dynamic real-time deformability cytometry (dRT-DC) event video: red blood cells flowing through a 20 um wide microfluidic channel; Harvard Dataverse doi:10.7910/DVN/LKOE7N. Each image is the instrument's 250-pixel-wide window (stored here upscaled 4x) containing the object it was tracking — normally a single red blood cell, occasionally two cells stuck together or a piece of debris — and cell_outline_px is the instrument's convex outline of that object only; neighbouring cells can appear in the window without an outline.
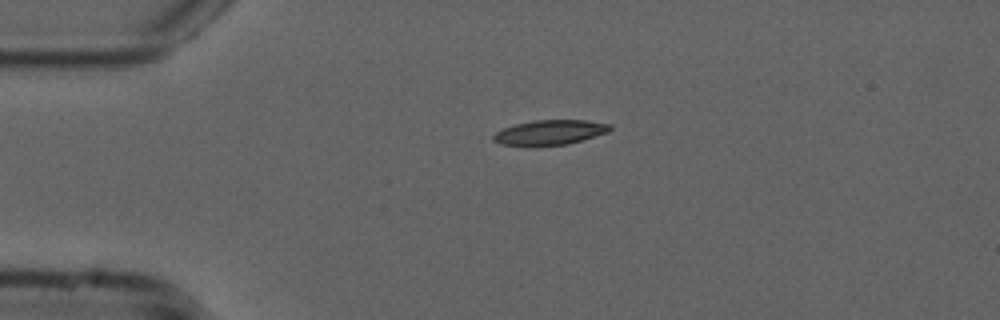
{"species": "common noctule bat (a hibernating species)", "species_latin": "Nyctalus noctula", "temperature_condition": "cold", "stored_images_in_passage": 43, "camera_frame_rate_fps": 3000, "um_per_image_px": 0.085, "animal": {"sex": "male", "forearm_length_mm": 52.5}, "frame": {"image": 1, "passage_image": 1, "time_ms": 0.0, "image_size_px": [1000, 320], "cell_outline_px": [[612, 128], [608, 132], [568, 144], [536, 148], [528, 148], [500, 144], [492, 140], [492, 136], [496, 132], [504, 128], [516, 124], [532, 120], [584, 120], [612, 124]], "centroid_in_image_um": [46.68, 11.29], "position_along_channel_um": 38.3, "area_um2": 17.51}}
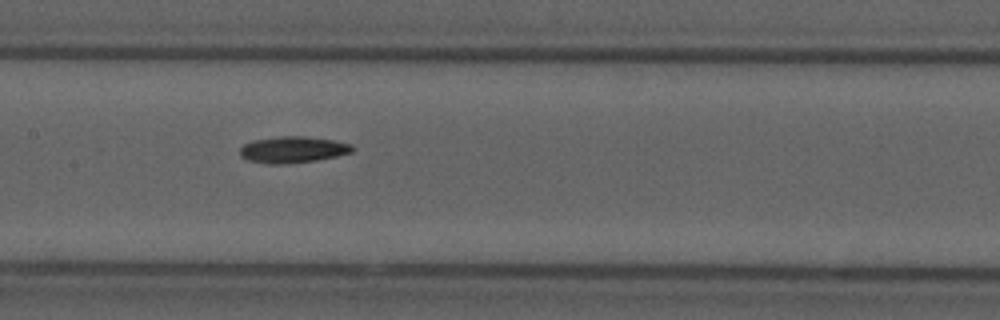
{"frame": {"image": 2, "passage_image": 15, "time_ms": 4.667, "image_size_px": [1000, 320], "cell_outline_px": [[356, 148], [352, 152], [336, 156], [316, 160], [284, 164], [268, 164], [248, 160], [240, 156], [240, 148], [244, 144], [252, 140], [280, 136], [304, 136], [332, 140], [352, 144]], "centroid_in_image_um": [24.89, 12.71], "position_along_channel_um": 182.5, "area_um2": 17.34}}
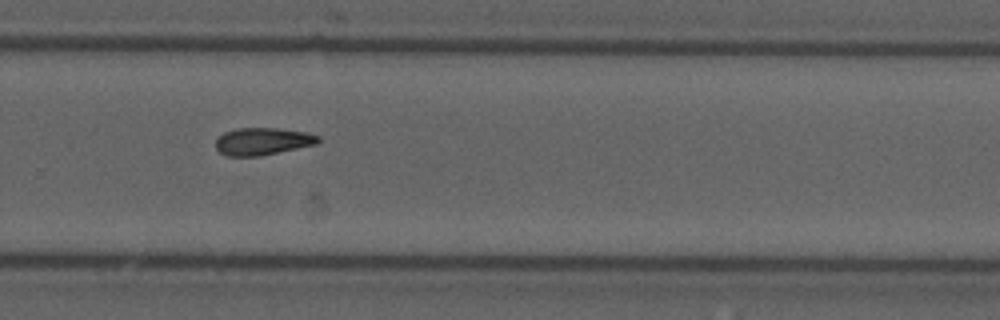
{"frame": {"image": 3, "passage_image": 25, "time_ms": 8.0, "image_size_px": [1000, 320], "cell_outline_px": [[320, 140], [316, 144], [260, 156], [228, 156], [220, 152], [216, 148], [216, 140], [224, 132], [236, 128], [276, 128], [308, 132], [320, 136]], "centroid_in_image_um": [22.33, 12.01], "position_along_channel_um": 307.5, "area_um2": 16.3}}